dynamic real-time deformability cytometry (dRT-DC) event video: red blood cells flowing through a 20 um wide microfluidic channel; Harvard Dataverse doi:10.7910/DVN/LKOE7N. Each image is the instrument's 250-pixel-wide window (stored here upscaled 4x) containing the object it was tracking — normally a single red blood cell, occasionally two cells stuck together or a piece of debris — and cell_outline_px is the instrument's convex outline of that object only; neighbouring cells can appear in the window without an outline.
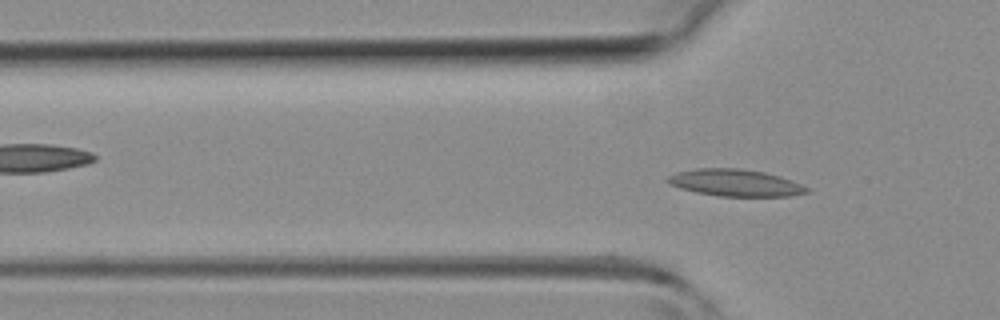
{"species": "common noctule bat (a hibernating species)", "species_latin": "Nyctalus noctula", "temperature_condition": "room temperature", "stored_images_in_passage": 12, "camera_frame_rate_fps": 3000, "um_per_image_px": 0.085, "animal": {"sex": "female", "body_mass_g": 19.3, "forearm_length_mm": 54.1}, "frame": {"image": 1, "passage_image": 12, "time_ms": 3.667, "image_size_px": [1000, 320], "cell_outline_px": [[812, 188], [808, 192], [788, 196], [720, 196], [696, 192], [680, 188], [664, 180], [668, 176], [676, 172], [696, 168], [740, 168], [764, 172], [780, 176]], "centroid_in_image_um": [62.51, 15.53], "position_along_channel_um": 63.3, "area_um2": 21.85}}